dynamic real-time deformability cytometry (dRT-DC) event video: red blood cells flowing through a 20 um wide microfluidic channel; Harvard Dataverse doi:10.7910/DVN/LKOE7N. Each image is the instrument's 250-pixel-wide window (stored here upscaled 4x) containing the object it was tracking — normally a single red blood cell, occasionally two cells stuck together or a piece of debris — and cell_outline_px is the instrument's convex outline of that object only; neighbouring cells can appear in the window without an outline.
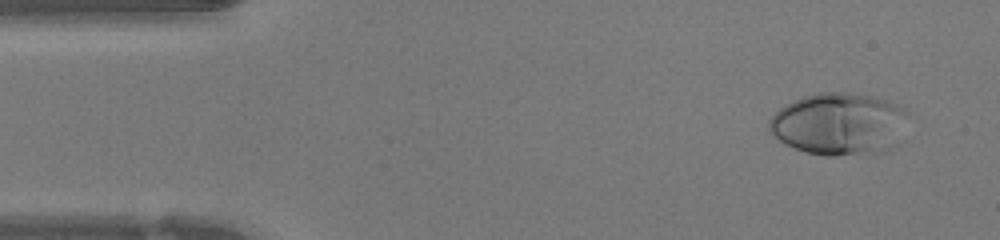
{"species": "human", "species_latin": "Homo sapiens", "temperature_condition": "warm", "stored_images_in_passage": 47, "camera_frame_rate_fps": 3000, "um_per_image_px": 0.085, "donor": {"sex": "female"}, "frame": {"image": 1, "passage_image": 3, "time_ms": 0.667, "image_size_px": [1000, 240], "cell_outline_px": [[908, 112], [868, 148], [856, 152], [832, 156], [828, 156], [808, 152], [784, 144], [768, 132], [768, 120], [780, 108], [804, 96], [820, 92], [848, 92], [868, 96], [884, 100], [896, 104]], "centroid_in_image_um": [70.89, 10.41], "position_along_channel_um": 14.1, "area_um2": 45.49}}
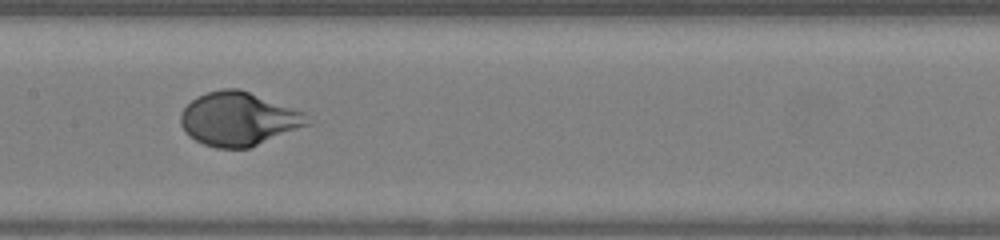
{"frame": {"image": 2, "passage_image": 22, "time_ms": 7.0, "image_size_px": [1000, 240], "cell_outline_px": [[312, 124], [248, 148], [216, 148], [204, 144], [188, 136], [184, 132], [180, 124], [180, 112], [196, 96], [220, 88], [240, 88], [308, 112]], "centroid_in_image_um": [20.32, 10.09], "position_along_channel_um": 187.1, "area_um2": 40.29}}
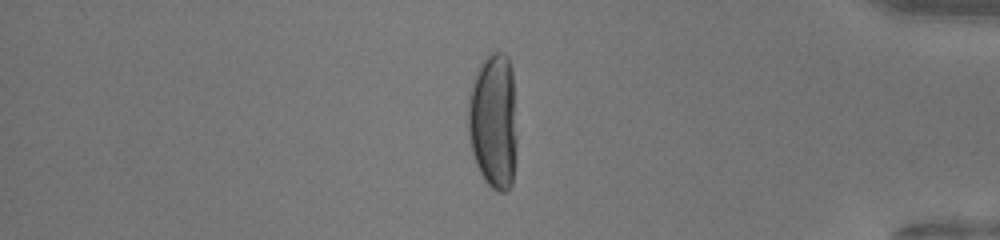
{"frame": {"image": 3, "passage_image": 39, "time_ms": 12.667, "image_size_px": [1000, 240], "cell_outline_px": [[516, 160], [512, 184], [508, 192], [500, 192], [492, 188], [484, 180], [476, 164], [472, 152], [468, 132], [468, 96], [476, 68], [488, 52], [504, 52], [508, 56], [512, 68], [516, 136]], "centroid_in_image_um": [41.94, 10.27], "position_along_channel_um": 393.3, "area_um2": 39.48}, "authors_computed_cell_mechanics": {"area_um2": 41.327, "velocity_mm_per_s": 4.2602, "shape_relaxation_time_tau1_ms": 3.0666, "shape_relaxation_time_tau2_ms": null, "deformation_change_tau1": 0.2567, "deformation_change_tau2": null}}